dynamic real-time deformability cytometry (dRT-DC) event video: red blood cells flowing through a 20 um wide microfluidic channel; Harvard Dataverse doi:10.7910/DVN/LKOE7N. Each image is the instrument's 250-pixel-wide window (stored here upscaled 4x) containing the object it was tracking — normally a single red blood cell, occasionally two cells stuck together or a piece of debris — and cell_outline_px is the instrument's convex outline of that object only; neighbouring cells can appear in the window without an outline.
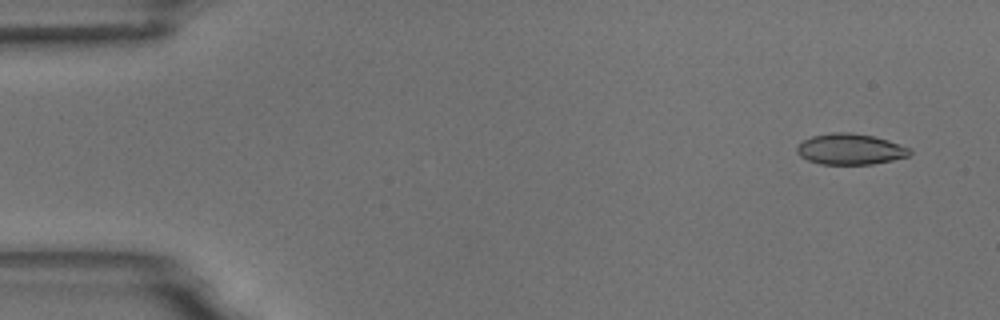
{"species": "common noctule bat (a hibernating species)", "species_latin": "Nyctalus noctula", "temperature_condition": "room temperature", "stored_images_in_passage": 3, "camera_frame_rate_fps": 3000, "um_per_image_px": 0.085, "animal": {"sex": "male", "body_mass_g": 18.8}, "frame": {"image": 1, "passage_image": 1, "time_ms": 0.0, "image_size_px": [1000, 320], "cell_outline_px": [[912, 152], [908, 156], [892, 160], [872, 164], [820, 164], [808, 160], [800, 156], [796, 152], [796, 148], [804, 140], [812, 136], [832, 132], [848, 132], [872, 136], [888, 140], [908, 148]], "centroid_in_image_um": [72.24, 12.68], "position_along_channel_um": 12.8, "area_um2": 20.11}}